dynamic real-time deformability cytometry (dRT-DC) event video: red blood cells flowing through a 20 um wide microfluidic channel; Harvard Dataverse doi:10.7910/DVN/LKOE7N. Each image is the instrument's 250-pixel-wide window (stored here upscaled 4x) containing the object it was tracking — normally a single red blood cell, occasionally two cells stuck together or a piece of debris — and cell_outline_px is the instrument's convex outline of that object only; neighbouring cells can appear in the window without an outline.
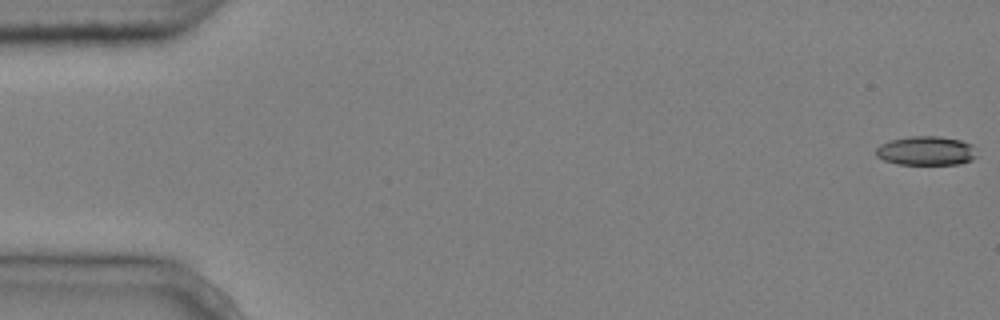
{"species": "common noctule bat (a hibernating species)", "species_latin": "Nyctalus noctula", "temperature_condition": "cold", "stored_images_in_passage": 5, "camera_frame_rate_fps": 3000, "um_per_image_px": 0.085, "animal": {"sex": "male", "body_mass_g": 20.4}, "frame": {"image": 1, "passage_image": 1, "time_ms": 0.0, "image_size_px": [1000, 320], "cell_outline_px": [[976, 156], [972, 160], [960, 164], [896, 164], [884, 160], [876, 156], [876, 148], [880, 144], [892, 140], [908, 136], [940, 136], [960, 140], [972, 144]], "centroid_in_image_um": [78.71, 12.82], "position_along_channel_um": 6.3, "area_um2": 17.11}}
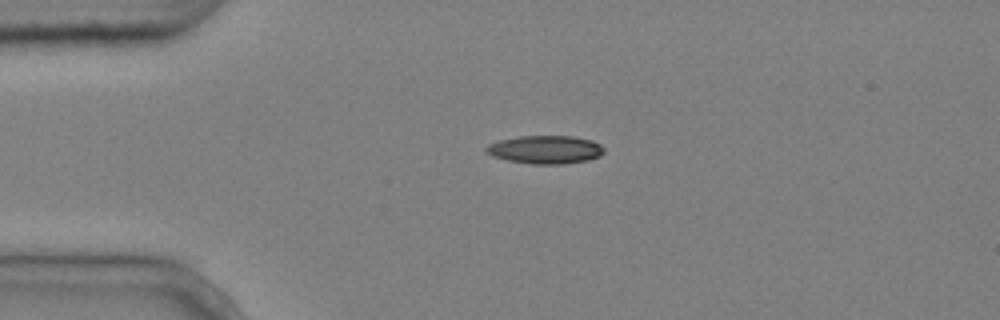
{"frame": {"image": 2, "passage_image": 4, "time_ms": 1.0, "image_size_px": [1000, 320], "cell_outline_px": [[604, 152], [600, 156], [588, 160], [564, 164], [532, 164], [508, 160], [492, 156], [484, 152], [484, 148], [488, 144], [500, 140], [520, 136], [572, 136], [592, 140], [600, 144], [604, 148]], "centroid_in_image_um": [46.35, 12.72], "position_along_channel_um": 38.7, "area_um2": 19.48}}